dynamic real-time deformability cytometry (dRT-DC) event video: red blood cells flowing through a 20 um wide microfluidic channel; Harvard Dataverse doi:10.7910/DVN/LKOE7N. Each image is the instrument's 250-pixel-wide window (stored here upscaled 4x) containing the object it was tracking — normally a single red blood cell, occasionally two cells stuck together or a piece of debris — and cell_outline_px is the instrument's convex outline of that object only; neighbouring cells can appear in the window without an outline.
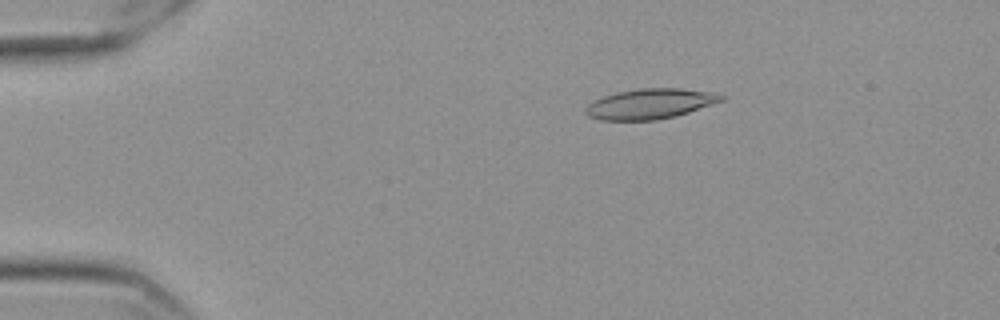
{"species": "Egyptian fruit bat (a non-hibernating species)", "species_latin": "Rousettus aegyptiacus", "temperature_condition": "cold", "stored_images_in_passage": 58, "camera_frame_rate_fps": 3000, "um_per_image_px": 0.085, "frame": {"image": 1, "passage_image": 11, "time_ms": 3.333, "image_size_px": [1000, 320], "cell_outline_px": [[728, 96], [724, 100], [676, 116], [656, 120], [600, 120], [588, 116], [584, 112], [584, 108], [592, 100], [616, 92], [640, 88], [680, 88], [712, 92]], "centroid_in_image_um": [55.24, 8.82], "position_along_channel_um": 29.8, "area_um2": 24.04}}
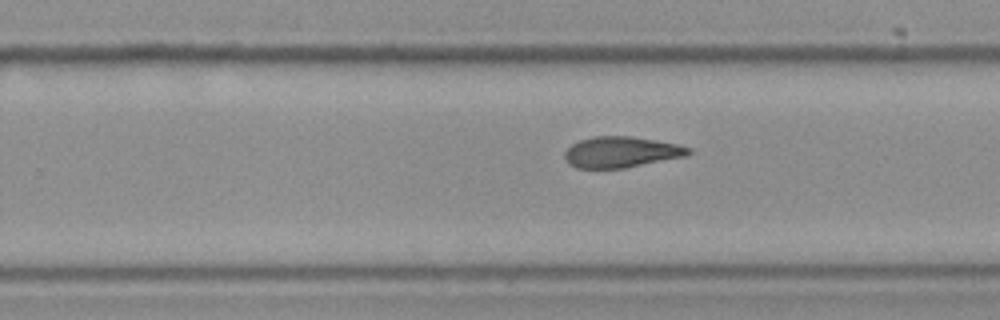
{"frame": {"image": 2, "passage_image": 37, "time_ms": 12.0, "image_size_px": [1000, 320], "cell_outline_px": [[692, 152], [688, 156], [624, 168], [576, 168], [568, 164], [564, 156], [564, 152], [572, 144], [580, 140], [592, 136], [632, 136], [680, 144], [692, 148]], "centroid_in_image_um": [52.84, 12.92], "position_along_channel_um": 277.0, "area_um2": 22.6}}
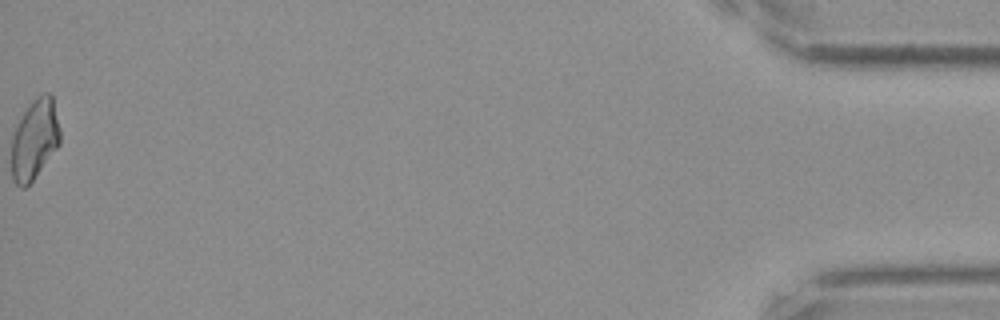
{"frame": {"image": 3, "passage_image": 58, "time_ms": 19.0, "image_size_px": [1000, 320], "cell_outline_px": [[60, 144], [32, 180], [24, 188], [20, 188], [12, 180], [12, 136], [16, 124], [24, 112], [44, 92], [48, 92], [52, 96], [60, 128]], "centroid_in_image_um": [2.94, 11.88], "position_along_channel_um": 432.3, "area_um2": 22.31}, "authors_computed_cell_mechanics": {"area_um2": 22.9755, "velocity_mm_per_s": 3.568, "shape_relaxation_time_tau1_ms": 10.577, "shape_relaxation_time_tau2_ms": 4.575, "deformation_change_tau1": 0.2583, "deformation_change_tau2": 0.1261}}